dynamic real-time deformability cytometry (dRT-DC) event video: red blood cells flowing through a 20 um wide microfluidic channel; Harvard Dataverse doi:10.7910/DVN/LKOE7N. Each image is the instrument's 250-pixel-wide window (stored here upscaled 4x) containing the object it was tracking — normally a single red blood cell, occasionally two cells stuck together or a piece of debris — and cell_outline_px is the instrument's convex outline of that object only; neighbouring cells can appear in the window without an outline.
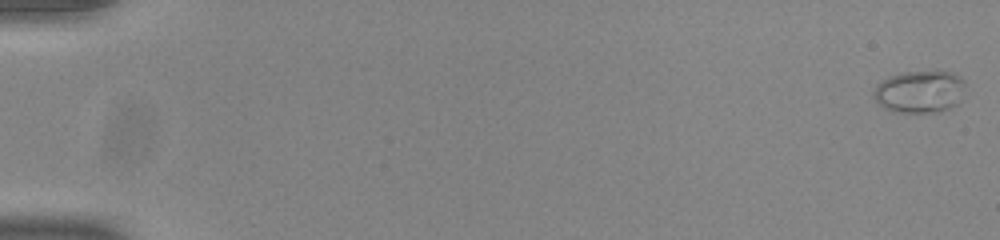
{"species": "common noctule bat (a hibernating species)", "species_latin": "Nyctalus noctula", "temperature_condition": "room temperature", "stored_images_in_passage": 54, "camera_frame_rate_fps": 3000, "um_per_image_px": 0.085, "animal": {"sex": "male", "body_mass_g": 20.0, "forearm_length_mm": 53.3}, "frame": {"image": 1, "passage_image": 1, "time_ms": 0.0, "image_size_px": [1000, 240], "cell_outline_px": [[964, 84], [960, 100], [956, 104], [940, 112], [900, 112], [884, 108], [872, 96], [872, 92], [876, 84], [880, 80], [888, 76], [904, 72], [936, 68], [952, 72], [960, 76], [964, 80]], "centroid_in_image_um": [78.16, 7.73], "position_along_channel_um": 6.8, "area_um2": 23.24}}
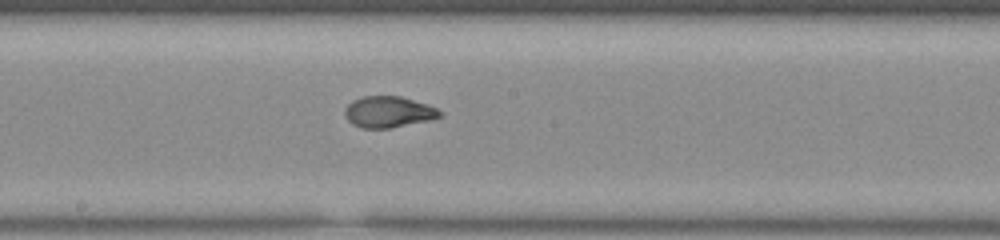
{"frame": {"image": 2, "passage_image": 31, "time_ms": 10.0, "image_size_px": [1000, 240], "cell_outline_px": [[444, 116], [432, 120], [392, 128], [364, 128], [352, 124], [344, 116], [344, 108], [352, 100], [364, 96], [400, 96], [428, 104], [444, 112]], "centroid_in_image_um": [33.06, 9.52], "position_along_channel_um": 215.1, "area_um2": 17.63}}
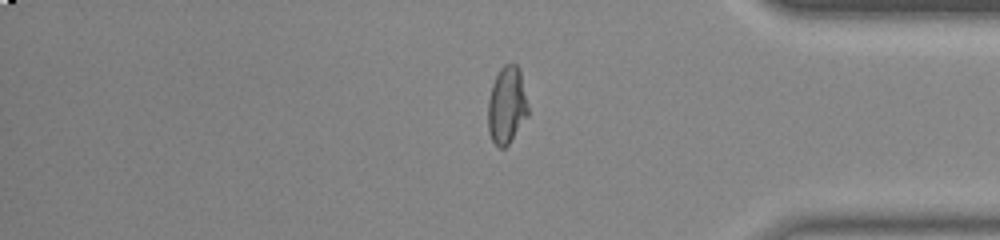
{"frame": {"image": 3, "passage_image": 46, "time_ms": 15.0, "image_size_px": [1000, 240], "cell_outline_px": [[528, 116], [508, 144], [504, 148], [500, 148], [492, 140], [488, 132], [488, 100], [492, 84], [500, 68], [504, 64], [516, 64], [520, 68], [528, 108]], "centroid_in_image_um": [43.07, 8.94], "position_along_channel_um": 392.1, "area_um2": 18.03}, "authors_computed_cell_mechanics": {"area_um2": 17.9758, "velocity_mm_per_s": 3.8819, "shape_relaxation_time_tau1_ms": 4.9236, "shape_relaxation_time_tau2_ms": null, "deformation_change_tau1": 0.2256, "deformation_change_tau2": null}}